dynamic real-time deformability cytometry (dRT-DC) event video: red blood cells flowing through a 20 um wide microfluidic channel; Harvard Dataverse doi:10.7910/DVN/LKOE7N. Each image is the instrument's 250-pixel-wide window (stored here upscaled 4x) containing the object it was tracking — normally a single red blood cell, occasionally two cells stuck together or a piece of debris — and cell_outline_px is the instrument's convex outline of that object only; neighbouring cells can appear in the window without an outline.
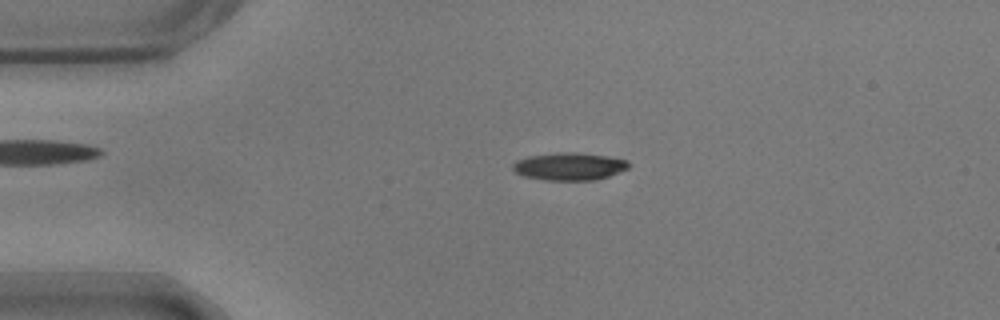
{"species": "common noctule bat (a hibernating species)", "species_latin": "Nyctalus noctula", "temperature_condition": "warm", "stored_images_in_passage": 55, "camera_frame_rate_fps": 3000, "um_per_image_px": 0.085, "animal": {"sex": "male", "body_mass_g": 17.9}, "frame": {"image": 1, "passage_image": 12, "time_ms": 3.667, "image_size_px": [1000, 320], "cell_outline_px": [[628, 168], [608, 176], [596, 180], [544, 180], [524, 176], [516, 172], [512, 168], [512, 164], [516, 160], [528, 156], [556, 152], [576, 152], [604, 156], [628, 160]], "centroid_in_image_um": [48.35, 14.14], "position_along_channel_um": 36.7, "area_um2": 18.55}}
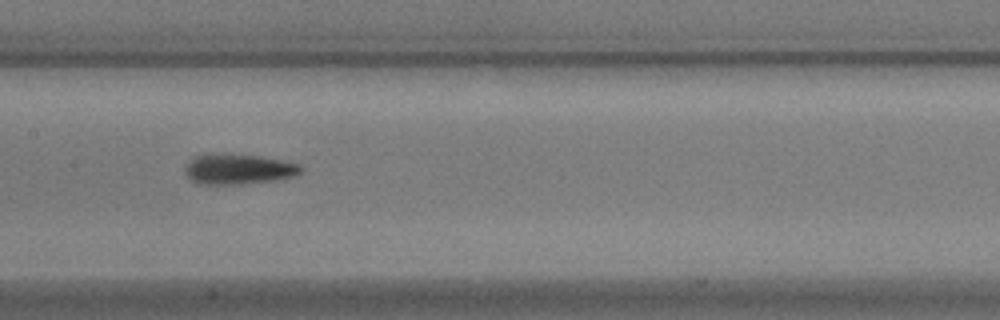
{"frame": {"image": 2, "passage_image": 27, "time_ms": 8.667, "image_size_px": [1000, 320], "cell_outline_px": [[304, 168], [300, 172], [292, 176], [276, 180], [236, 184], [200, 184], [192, 180], [184, 172], [184, 168], [188, 160], [196, 156], [216, 152], [224, 152], [260, 156], [300, 164]], "centroid_in_image_um": [20.22, 14.35], "position_along_channel_um": 187.2, "area_um2": 20.69}}
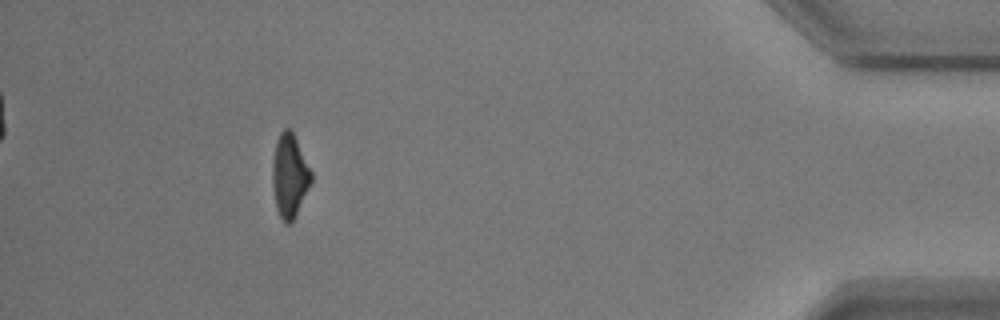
{"frame": {"image": 3, "passage_image": 50, "time_ms": 16.333, "image_size_px": [1000, 320], "cell_outline_px": [[312, 180], [292, 224], [284, 224], [276, 208], [272, 184], [272, 160], [276, 140], [280, 132], [284, 128], [288, 128], [292, 132], [312, 172]], "centroid_in_image_um": [24.59, 14.97], "position_along_channel_um": 410.6, "area_um2": 18.84}, "authors_computed_cell_mechanics": {"area_um2": 19.2474, "velocity_mm_per_s": 3.6698, "shape_relaxation_time_tau1_ms": 3.446, "shape_relaxation_time_tau2_ms": 2.754, "deformation_change_tau1": 0.1684, "deformation_change_tau2": 0.1156}}